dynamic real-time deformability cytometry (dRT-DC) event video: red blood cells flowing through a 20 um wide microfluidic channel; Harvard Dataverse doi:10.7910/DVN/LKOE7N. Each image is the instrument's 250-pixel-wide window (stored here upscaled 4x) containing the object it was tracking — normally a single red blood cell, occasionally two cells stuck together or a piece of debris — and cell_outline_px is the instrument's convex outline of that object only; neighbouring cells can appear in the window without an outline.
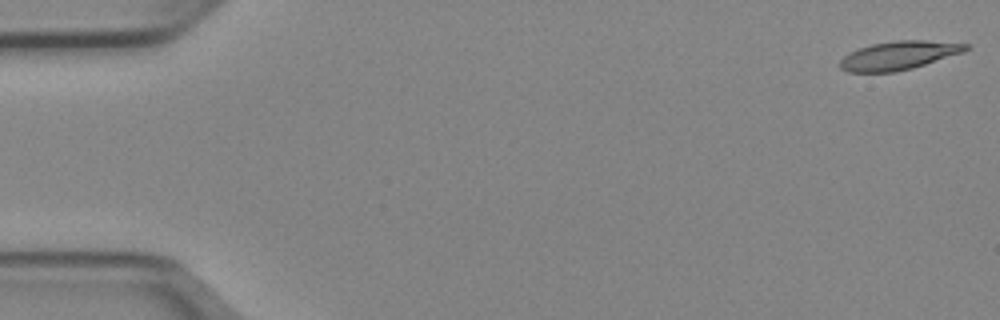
{"species": "Egyptian fruit bat (a non-hibernating species)", "species_latin": "Rousettus aegyptiacus", "temperature_condition": "cold", "stored_images_in_passage": 51, "camera_frame_rate_fps": 3000, "um_per_image_px": 0.085, "animal": {"sex": "female"}, "frame": {"image": 1, "passage_image": 1, "time_ms": 0.0, "image_size_px": [1000, 320], "cell_outline_px": [[968, 48], [964, 52], [912, 68], [896, 72], [848, 72], [840, 68], [840, 60], [844, 56], [860, 48], [872, 44], [896, 40], [924, 40], [968, 44]], "centroid_in_image_um": [76.39, 4.71], "position_along_channel_um": 8.6, "area_um2": 20.69}}
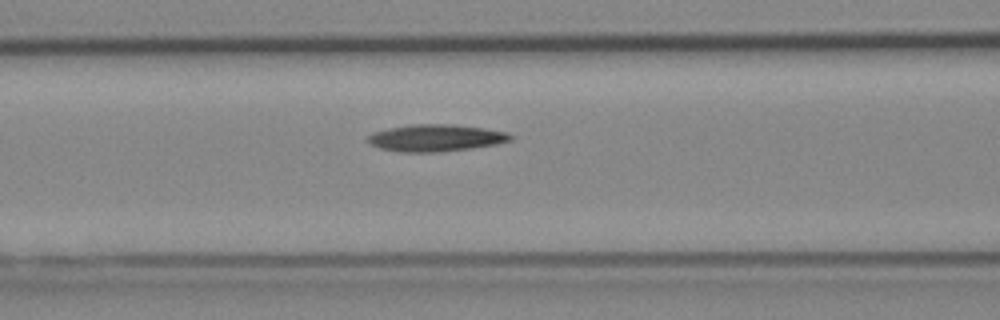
{"frame": {"image": 2, "passage_image": 21, "time_ms": 6.667, "image_size_px": [1000, 320], "cell_outline_px": [[512, 140], [496, 144], [472, 148], [440, 152], [400, 152], [380, 148], [372, 144], [368, 140], [368, 136], [372, 132], [388, 128], [412, 124], [452, 124], [484, 128], [508, 132], [512, 136]], "centroid_in_image_um": [37.05, 11.72], "position_along_channel_um": 129.5, "area_um2": 22.43}}
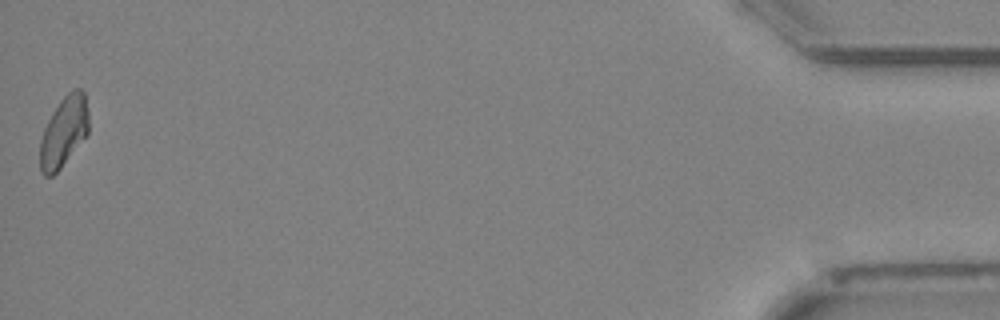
{"frame": {"image": 3, "passage_image": 51, "time_ms": 16.667, "image_size_px": [1000, 320], "cell_outline_px": [[88, 132], [60, 168], [52, 176], [44, 176], [40, 172], [40, 140], [44, 128], [52, 112], [60, 100], [72, 88], [80, 88], [84, 92], [88, 112]], "centroid_in_image_um": [5.4, 11.17], "position_along_channel_um": 429.8, "area_um2": 19.77}, "authors_computed_cell_mechanics": {"area_um2": 21.1548, "velocity_mm_per_s": 3.9421, "shape_relaxation_time_tau1_ms": null, "shape_relaxation_time_tau2_ms": 7.5803, "deformation_change_tau1": null, "deformation_change_tau2": 0.1854}}